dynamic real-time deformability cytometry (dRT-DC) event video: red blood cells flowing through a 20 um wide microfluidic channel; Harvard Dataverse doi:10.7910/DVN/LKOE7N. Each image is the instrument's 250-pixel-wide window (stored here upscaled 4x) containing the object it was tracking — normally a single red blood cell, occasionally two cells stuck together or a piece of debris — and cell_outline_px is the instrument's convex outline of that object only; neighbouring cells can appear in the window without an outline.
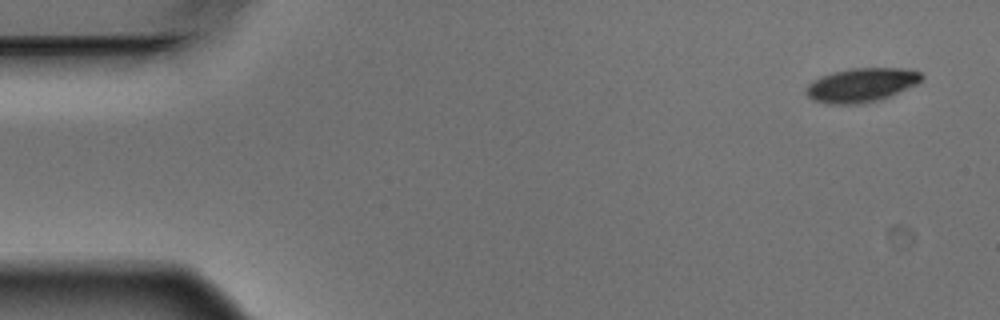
{"species": "Egyptian fruit bat (a non-hibernating species)", "species_latin": "Rousettus aegyptiacus", "temperature_condition": "warm", "stored_images_in_passage": 5, "camera_frame_rate_fps": 3000, "um_per_image_px": 0.085, "animal": {"sex": "male"}, "frame": {"image": 1, "passage_image": 1, "time_ms": 0.0, "image_size_px": [1000, 320], "cell_outline_px": [[924, 76], [916, 84], [880, 100], [860, 104], [828, 104], [812, 100], [804, 92], [808, 84], [812, 80], [832, 72], [848, 68], [908, 68], [920, 72]], "centroid_in_image_um": [73.18, 7.22], "position_along_channel_um": 11.8, "area_um2": 23.0}}